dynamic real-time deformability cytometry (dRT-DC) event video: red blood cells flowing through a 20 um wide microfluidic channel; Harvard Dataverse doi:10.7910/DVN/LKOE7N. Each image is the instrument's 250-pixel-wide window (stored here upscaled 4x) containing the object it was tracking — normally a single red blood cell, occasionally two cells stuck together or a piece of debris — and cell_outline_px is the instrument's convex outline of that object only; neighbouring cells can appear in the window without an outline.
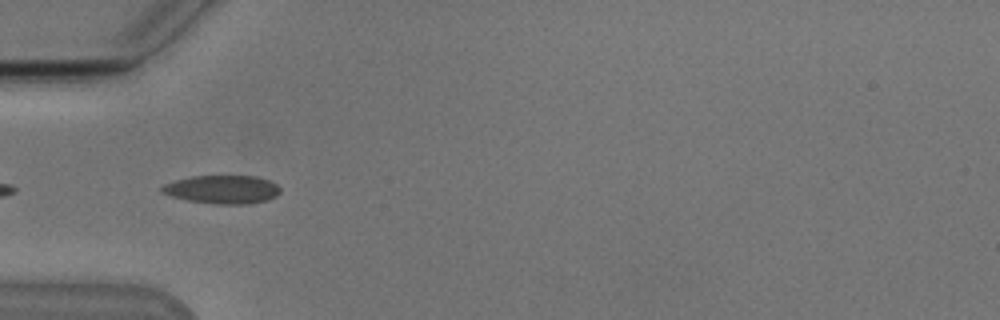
{"species": "Egyptian fruit bat (a non-hibernating species)", "species_latin": "Rousettus aegyptiacus", "temperature_condition": "cold", "stored_images_in_passage": 38, "camera_frame_rate_fps": 3000, "um_per_image_px": 0.085, "animal": {"sex": "male"}, "frame": {"image": 1, "passage_image": 2, "time_ms": 0.333, "image_size_px": [1000, 320], "cell_outline_px": [[280, 192], [276, 196], [268, 200], [248, 204], [212, 204], [188, 200], [172, 196], [160, 192], [160, 188], [164, 184], [176, 180], [192, 176], [256, 176], [268, 180], [276, 184], [280, 188]], "centroid_in_image_um": [18.9, 16.11], "position_along_channel_um": 66.1, "area_um2": 19.59}}
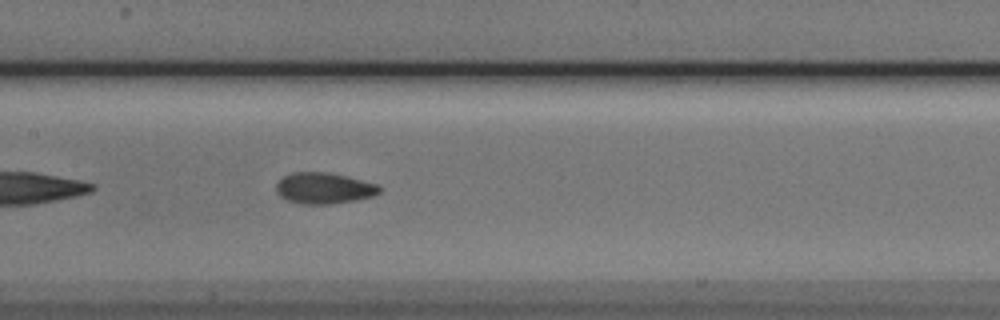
{"frame": {"image": 2, "passage_image": 11, "time_ms": 3.333, "image_size_px": [1000, 320], "cell_outline_px": [[380, 192], [372, 196], [356, 200], [328, 204], [300, 204], [288, 200], [280, 196], [276, 192], [276, 184], [284, 176], [292, 172], [328, 172], [348, 176], [380, 184]], "centroid_in_image_um": [27.55, 15.99], "position_along_channel_um": 179.8, "area_um2": 18.84}}
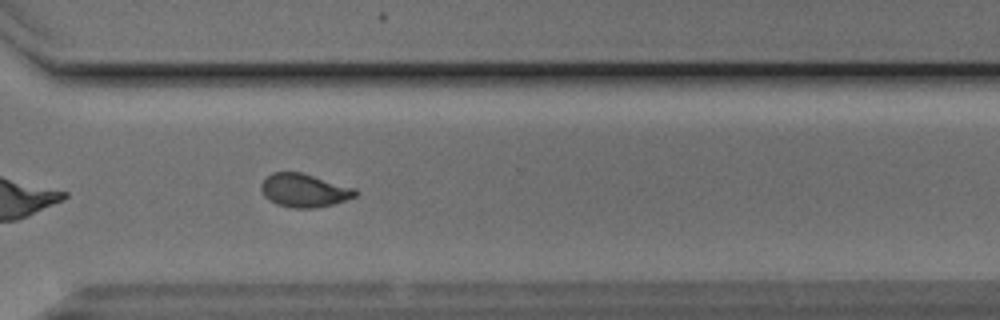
{"frame": {"image": 3, "passage_image": 24, "time_ms": 7.667, "image_size_px": [1000, 320], "cell_outline_px": [[356, 196], [332, 204], [316, 208], [292, 208], [276, 204], [268, 200], [264, 196], [260, 188], [260, 184], [272, 172], [300, 172], [356, 188]], "centroid_in_image_um": [25.82, 16.19], "position_along_channel_um": 344.8, "area_um2": 18.26}, "authors_computed_cell_mechanics": {"area_um2": 18.2648, "velocity_mm_per_s": 3.8129, "shape_relaxation_time_tau1_ms": 5.3248, "shape_relaxation_time_tau2_ms": 1.6404, "deformation_change_tau1": 0.1318, "deformation_change_tau2": 0.0741}}